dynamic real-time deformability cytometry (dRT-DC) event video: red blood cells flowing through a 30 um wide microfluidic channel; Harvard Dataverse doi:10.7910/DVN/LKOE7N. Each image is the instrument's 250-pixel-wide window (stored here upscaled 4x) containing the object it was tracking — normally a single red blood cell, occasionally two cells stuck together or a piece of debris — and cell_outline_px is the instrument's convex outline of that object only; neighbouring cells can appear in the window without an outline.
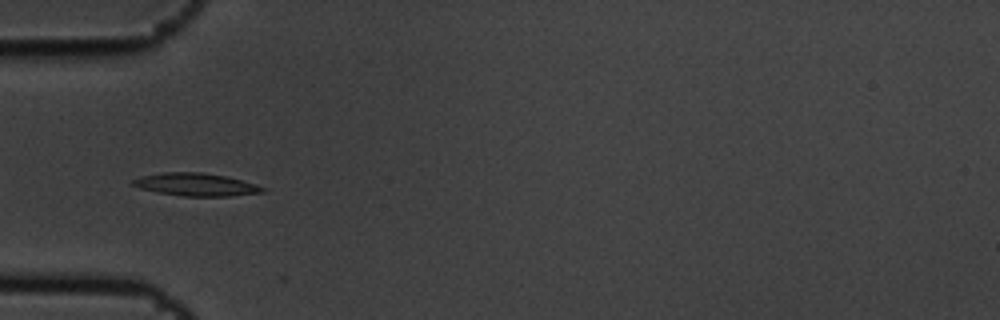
{"species": "common noctule bat (a hibernating species)", "species_latin": "Nyctalus noctula", "temperature_condition": "cold", "stored_images_in_passage": 15, "camera_frame_rate_fps": 3000, "um_per_image_px": 0.085, "animal": {"sex": "male", "body_mass_g": 19.5, "forearm_length_mm": 54.6}, "frame": {"image": 1, "passage_image": 5, "time_ms": 1.333, "image_size_px": [1000, 320], "cell_outline_px": [[268, 188], [264, 192], [232, 196], [184, 196], [160, 192], [140, 188], [132, 184], [132, 180], [140, 176], [164, 172], [200, 172], [224, 176], [256, 184]], "centroid_in_image_um": [16.68, 15.68], "position_along_channel_um": 68.3, "area_um2": 17.05}}
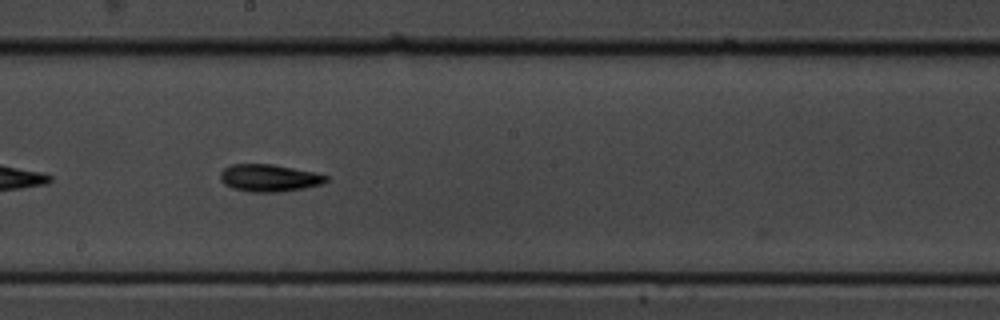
{"frame": {"image": 2, "passage_image": 9, "time_ms": 2.667, "image_size_px": [1000, 320], "cell_outline_px": [[328, 180], [320, 184], [304, 188], [280, 192], [252, 192], [232, 188], [224, 184], [220, 180], [220, 172], [224, 168], [232, 164], [272, 164], [312, 172], [328, 176]], "centroid_in_image_um": [22.83, 15.13], "position_along_channel_um": 225.4, "area_um2": 16.7}}
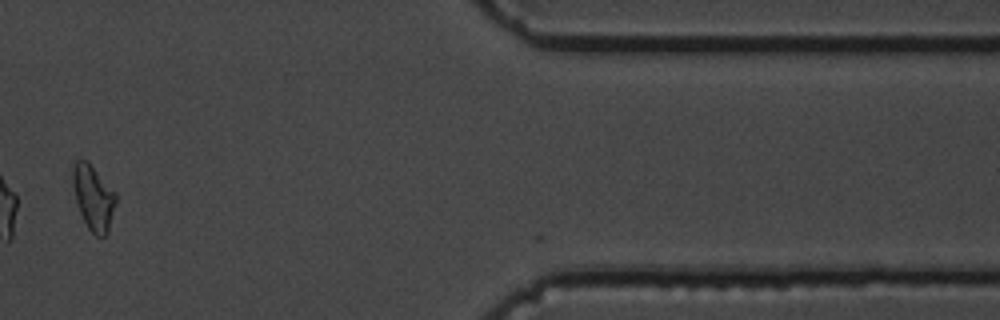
{"frame": {"image": 3, "passage_image": 14, "time_ms": 4.333, "image_size_px": [1000, 320], "cell_outline_px": [[116, 204], [108, 232], [104, 236], [96, 236], [88, 228], [76, 204], [72, 184], [72, 168], [76, 160], [88, 160], [116, 192]], "centroid_in_image_um": [7.93, 16.77], "position_along_channel_um": 403.5, "area_um2": 16.53}}